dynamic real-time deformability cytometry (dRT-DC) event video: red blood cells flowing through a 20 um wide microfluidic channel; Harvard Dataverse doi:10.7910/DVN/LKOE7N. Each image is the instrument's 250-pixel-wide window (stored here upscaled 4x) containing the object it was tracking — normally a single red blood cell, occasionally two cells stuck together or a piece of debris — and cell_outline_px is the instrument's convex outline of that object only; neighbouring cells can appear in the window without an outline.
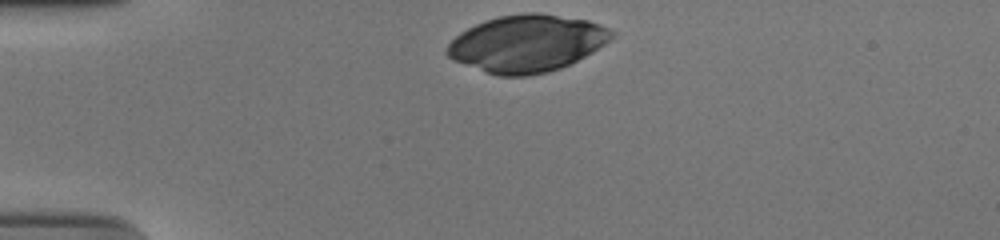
{"species": "human", "species_latin": "Homo sapiens", "temperature_condition": "cold", "stored_images_in_passage": 33, "camera_frame_rate_fps": 3000, "um_per_image_px": 0.085, "donor": {"sex": "male"}, "frame": {"image": 1, "passage_image": 1, "time_ms": 0.0, "image_size_px": [1000, 240], "cell_outline_px": [[616, 32], [604, 44], [592, 52], [560, 68], [548, 72], [528, 76], [496, 76], [452, 60], [444, 52], [448, 44], [460, 32], [484, 20], [500, 16], [524, 12], [536, 12], [588, 20], [608, 28]], "centroid_in_image_um": [44.74, 3.69], "position_along_channel_um": 40.3, "area_um2": 54.56}}